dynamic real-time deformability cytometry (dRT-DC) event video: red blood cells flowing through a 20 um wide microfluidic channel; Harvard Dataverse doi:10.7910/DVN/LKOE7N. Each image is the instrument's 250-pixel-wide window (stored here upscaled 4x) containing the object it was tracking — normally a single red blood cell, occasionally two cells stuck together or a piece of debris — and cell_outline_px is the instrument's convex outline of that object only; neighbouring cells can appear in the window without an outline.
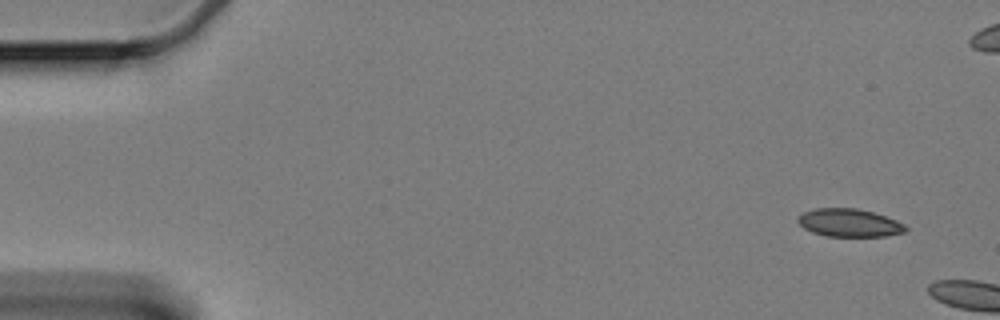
{"species": "Egyptian fruit bat (a non-hibernating species)", "species_latin": "Rousettus aegyptiacus", "temperature_condition": "cold", "stored_images_in_passage": 5, "camera_frame_rate_fps": 3000, "um_per_image_px": 0.085, "animal": {"sex": "female"}, "frame": {"image": 1, "passage_image": 1, "time_ms": 0.0, "image_size_px": [1000, 320], "cell_outline_px": [[908, 228], [904, 232], [884, 236], [828, 236], [812, 232], [804, 228], [796, 220], [804, 212], [816, 208], [856, 208], [872, 212], [896, 220], [904, 224]], "centroid_in_image_um": [72.18, 18.94], "position_along_channel_um": 12.8, "area_um2": 17.34}}